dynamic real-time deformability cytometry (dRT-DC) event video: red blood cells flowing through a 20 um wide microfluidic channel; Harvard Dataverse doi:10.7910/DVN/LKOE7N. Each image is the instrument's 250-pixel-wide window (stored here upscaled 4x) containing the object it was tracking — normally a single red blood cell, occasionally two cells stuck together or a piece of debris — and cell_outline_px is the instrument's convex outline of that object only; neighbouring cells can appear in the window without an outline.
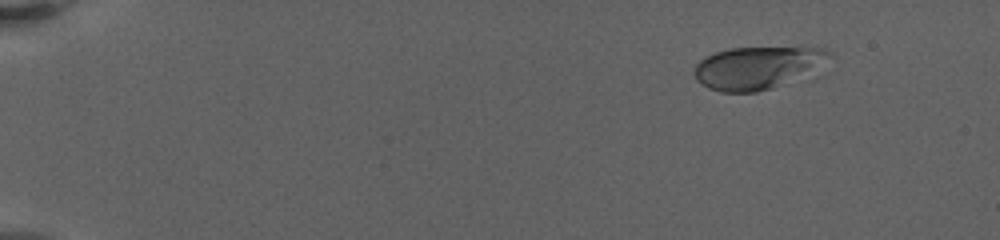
{"species": "human", "species_latin": "Homo sapiens", "temperature_condition": "warm", "stored_images_in_passage": 54, "camera_frame_rate_fps": 3000, "um_per_image_px": 0.085, "donor": {"sex": "female"}, "frame": {"image": 1, "passage_image": 5, "time_ms": 2.333, "image_size_px": [1000, 240], "cell_outline_px": [[832, 52], [772, 88], [756, 92], [720, 92], [708, 88], [696, 80], [692, 72], [696, 64], [700, 60], [716, 52], [732, 48], [820, 48]], "centroid_in_image_um": [64.05, 5.76], "position_along_channel_um": 21.0, "area_um2": 31.1}}
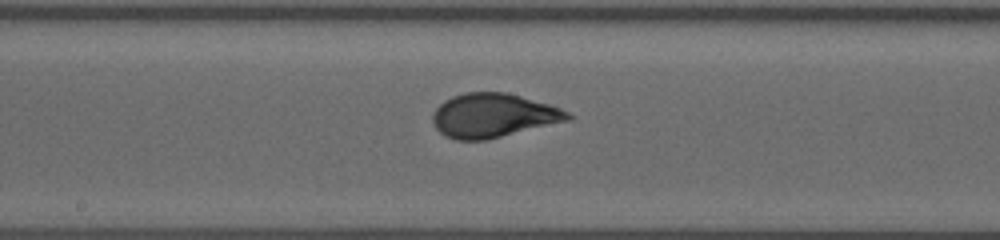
{"frame": {"image": 2, "passage_image": 25, "time_ms": 12.0, "image_size_px": [1000, 240], "cell_outline_px": [[572, 120], [488, 140], [456, 140], [444, 136], [432, 124], [432, 112], [444, 100], [452, 96], [464, 92], [504, 92], [520, 96], [548, 104], [560, 108], [568, 112], [572, 116]], "centroid_in_image_um": [41.91, 9.83], "position_along_channel_um": 206.3, "area_um2": 34.97}}
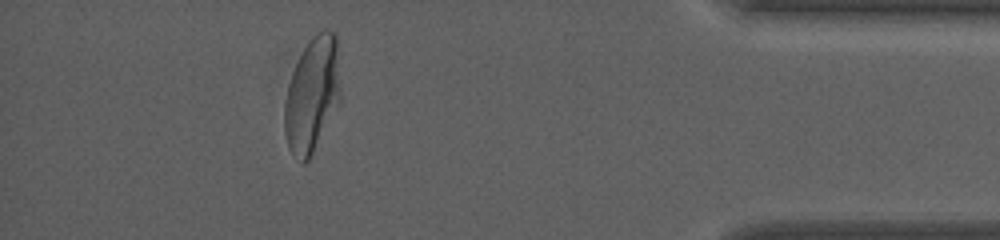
{"frame": {"image": 3, "passage_image": 48, "time_ms": 19.333, "image_size_px": [1000, 240], "cell_outline_px": [[340, 100], [308, 160], [304, 164], [300, 164], [288, 148], [284, 132], [284, 104], [288, 84], [292, 72], [304, 48], [312, 36], [316, 32], [324, 28], [328, 28], [336, 32]], "centroid_in_image_um": [26.51, 8.03], "position_along_channel_um": 408.7, "area_um2": 37.28}, "authors_computed_cell_mechanics": {"area_um2": 34.1598, "velocity_mm_per_s": 3.2859, "shape_relaxation_time_tau1_ms": 4.0777, "shape_relaxation_time_tau2_ms": null, "deformation_change_tau1": 0.1804, "deformation_change_tau2": null}}